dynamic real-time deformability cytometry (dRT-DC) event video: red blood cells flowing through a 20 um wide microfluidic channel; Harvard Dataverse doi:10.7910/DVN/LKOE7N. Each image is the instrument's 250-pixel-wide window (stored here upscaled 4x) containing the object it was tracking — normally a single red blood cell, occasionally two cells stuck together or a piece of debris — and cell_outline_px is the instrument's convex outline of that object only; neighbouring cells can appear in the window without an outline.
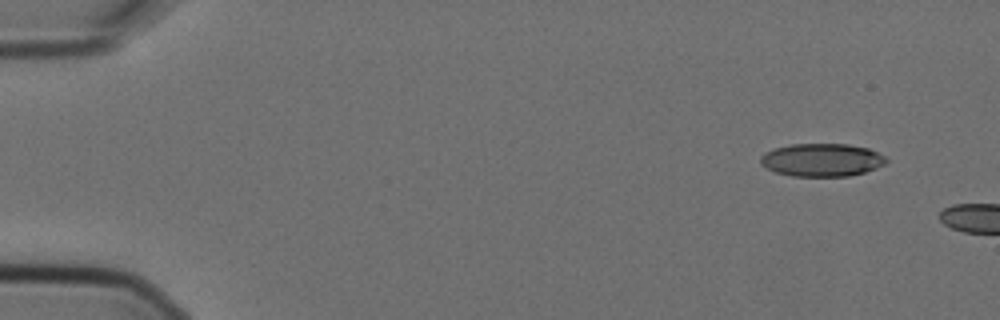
{"species": "Egyptian fruit bat (a non-hibernating species)", "species_latin": "Rousettus aegyptiacus", "temperature_condition": "cold", "stored_images_in_passage": 2, "camera_frame_rate_fps": 3000, "um_per_image_px": 0.085, "animal": {"sex": "female"}, "frame": {"image": 1, "passage_image": 1, "time_ms": 0.0, "image_size_px": [1000, 320], "cell_outline_px": [[888, 160], [884, 164], [876, 168], [864, 172], [848, 176], [792, 176], [776, 172], [760, 164], [760, 156], [764, 152], [776, 148], [792, 144], [848, 144], [868, 148], [884, 156]], "centroid_in_image_um": [69.84, 13.59], "position_along_channel_um": 15.2, "area_um2": 24.04}}